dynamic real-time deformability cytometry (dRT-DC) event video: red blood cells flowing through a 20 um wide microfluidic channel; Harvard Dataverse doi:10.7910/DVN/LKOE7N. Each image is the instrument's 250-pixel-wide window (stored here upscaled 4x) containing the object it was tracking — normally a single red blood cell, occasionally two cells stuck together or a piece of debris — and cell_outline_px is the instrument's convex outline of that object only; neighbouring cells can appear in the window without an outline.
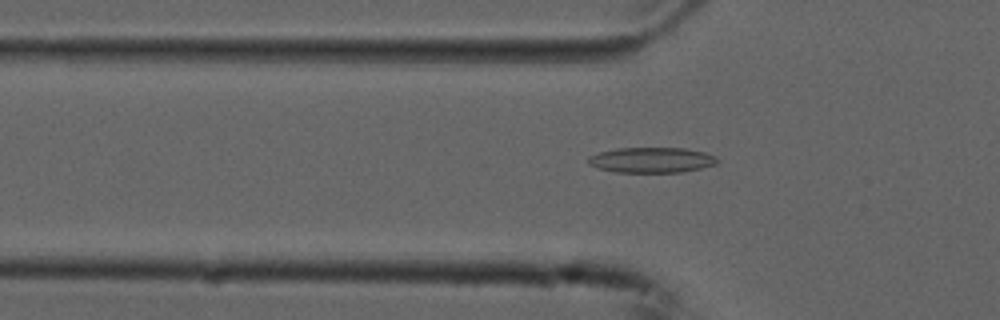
{"species": "common noctule bat (a hibernating species)", "species_latin": "Nyctalus noctula", "temperature_condition": "cold", "stored_images_in_passage": 55, "camera_frame_rate_fps": 3000, "um_per_image_px": 0.085, "animal": {"sex": "male", "forearm_length_mm": 52.5}, "frame": {"image": 1, "passage_image": 18, "time_ms": 5.667, "image_size_px": [1000, 320], "cell_outline_px": [[720, 160], [716, 164], [700, 168], [680, 172], [616, 172], [596, 168], [588, 164], [588, 156], [600, 152], [616, 148], [684, 148], [704, 152], [716, 156]], "centroid_in_image_um": [55.37, 13.6], "position_along_channel_um": 70.4, "area_um2": 19.13}}
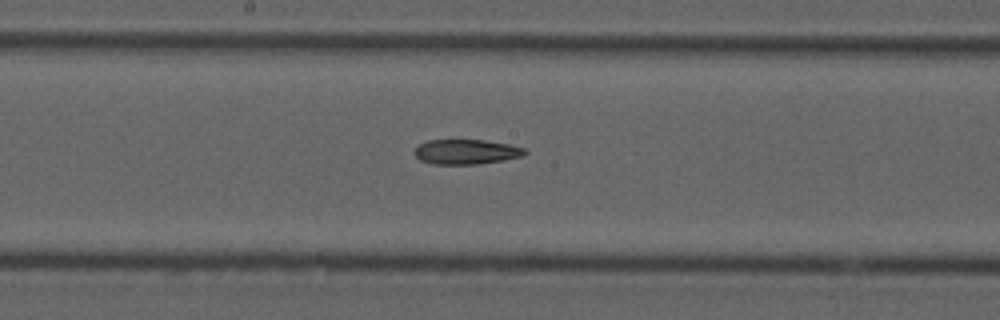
{"frame": {"image": 2, "passage_image": 29, "time_ms": 9.333, "image_size_px": [1000, 320], "cell_outline_px": [[528, 152], [524, 156], [504, 160], [480, 164], [432, 164], [420, 160], [412, 152], [420, 144], [428, 140], [484, 140], [508, 144], [524, 148]], "centroid_in_image_um": [39.64, 12.91], "position_along_channel_um": 208.6, "area_um2": 16.07}}
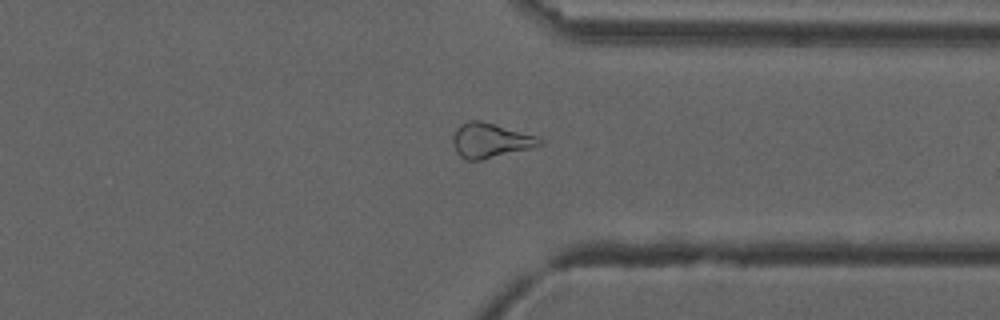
{"frame": {"image": 3, "passage_image": 42, "time_ms": 13.667, "image_size_px": [1000, 320], "cell_outline_px": [[544, 144], [532, 148], [480, 160], [464, 160], [456, 152], [452, 144], [452, 136], [456, 128], [460, 124], [468, 120], [480, 120], [540, 136], [544, 140]], "centroid_in_image_um": [41.69, 11.93], "position_along_channel_um": 369.7, "area_um2": 17.92}}